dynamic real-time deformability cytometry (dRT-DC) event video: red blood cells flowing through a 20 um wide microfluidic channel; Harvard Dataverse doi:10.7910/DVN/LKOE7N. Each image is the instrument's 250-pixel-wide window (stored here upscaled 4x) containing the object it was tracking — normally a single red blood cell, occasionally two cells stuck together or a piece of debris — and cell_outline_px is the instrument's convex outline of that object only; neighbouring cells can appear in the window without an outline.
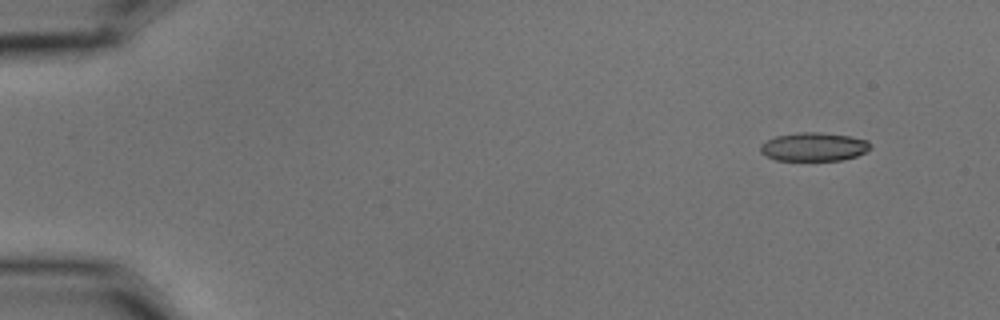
{"species": "common noctule bat (a hibernating species)", "species_latin": "Nyctalus noctula", "temperature_condition": "cold", "stored_images_in_passage": 4, "camera_frame_rate_fps": 3000, "um_per_image_px": 0.085, "animal": {"sex": "male", "body_mass_g": 15.6}, "frame": {"image": 1, "passage_image": 1, "time_ms": 0.0, "image_size_px": [1000, 320], "cell_outline_px": [[872, 148], [856, 156], [840, 160], [776, 160], [760, 152], [760, 144], [776, 136], [796, 132], [820, 132], [848, 136], [868, 140], [872, 144]], "centroid_in_image_um": [69.19, 12.47], "position_along_channel_um": 15.8, "area_um2": 18.26}}
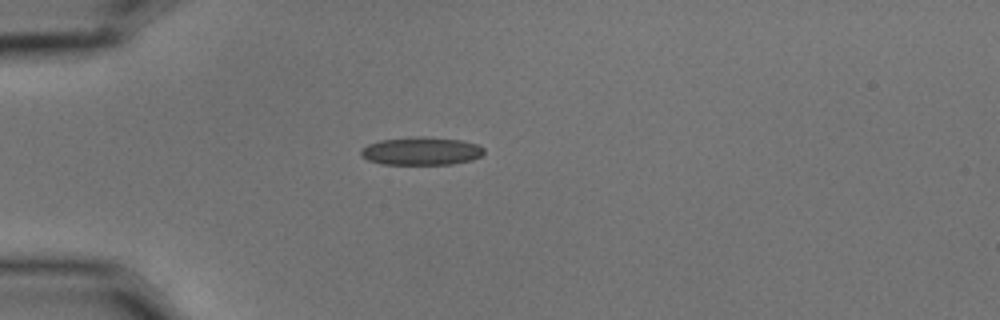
{"frame": {"image": 2, "passage_image": 4, "time_ms": 1.0, "image_size_px": [1000, 320], "cell_outline_px": [[484, 152], [480, 156], [472, 160], [452, 164], [380, 164], [368, 160], [360, 156], [360, 148], [368, 144], [380, 140], [412, 136], [424, 136], [460, 140], [480, 144], [484, 148]], "centroid_in_image_um": [35.79, 12.83], "position_along_channel_um": 49.2, "area_um2": 20.4}}